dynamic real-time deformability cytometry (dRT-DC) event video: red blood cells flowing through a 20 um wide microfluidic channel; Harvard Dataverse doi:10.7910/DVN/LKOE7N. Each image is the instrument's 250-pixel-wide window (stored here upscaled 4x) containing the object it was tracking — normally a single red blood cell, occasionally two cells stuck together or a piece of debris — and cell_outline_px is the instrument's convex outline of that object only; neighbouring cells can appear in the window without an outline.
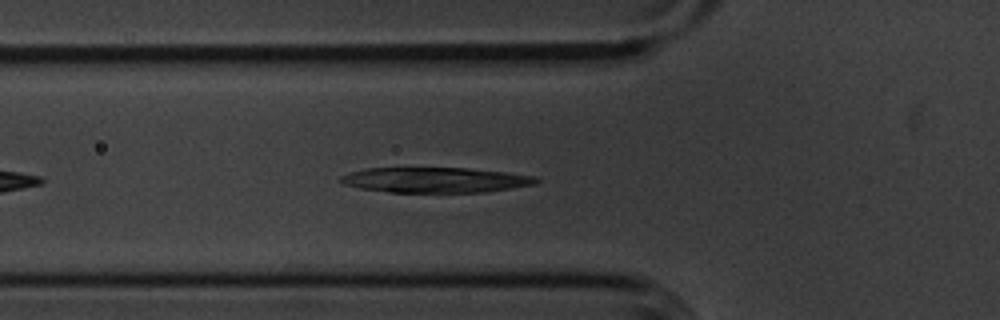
{"species": "common noctule bat (a hibernating species)", "species_latin": "Nyctalus noctula", "temperature_condition": "cold", "stored_images_in_passage": 36, "camera_frame_rate_fps": 3000, "um_per_image_px": 0.085, "animal": {"sex": "male", "body_mass_g": 20.1, "forearm_length_mm": 53.5}, "frame": {"image": 1, "passage_image": 7, "time_ms": 2.0, "image_size_px": [1000, 320], "cell_outline_px": [[540, 180], [536, 184], [488, 192], [388, 192], [360, 188], [344, 184], [336, 180], [340, 176], [348, 172], [364, 168], [468, 168], [504, 172], [536, 176]], "centroid_in_image_um": [36.97, 15.29], "position_along_channel_um": 88.8, "area_um2": 28.96}}
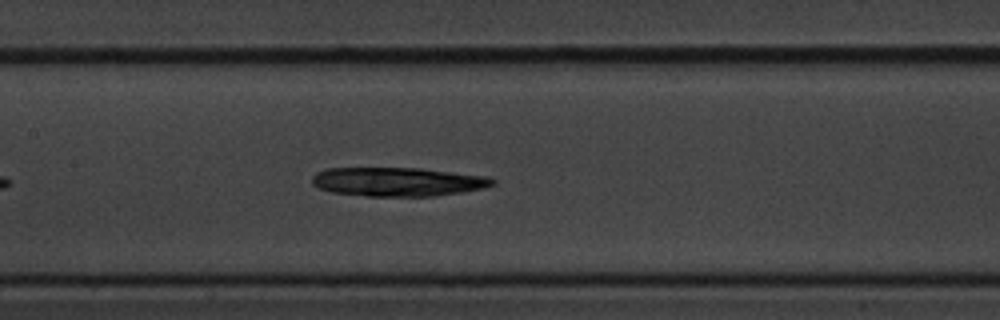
{"frame": {"image": 2, "passage_image": 14, "time_ms": 4.333, "image_size_px": [1000, 320], "cell_outline_px": [[496, 184], [480, 188], [460, 192], [432, 196], [368, 196], [332, 192], [316, 188], [312, 184], [312, 176], [316, 172], [328, 168], [420, 168], [488, 176], [496, 180]], "centroid_in_image_um": [33.77, 15.44], "position_along_channel_um": 173.6, "area_um2": 30.4}}
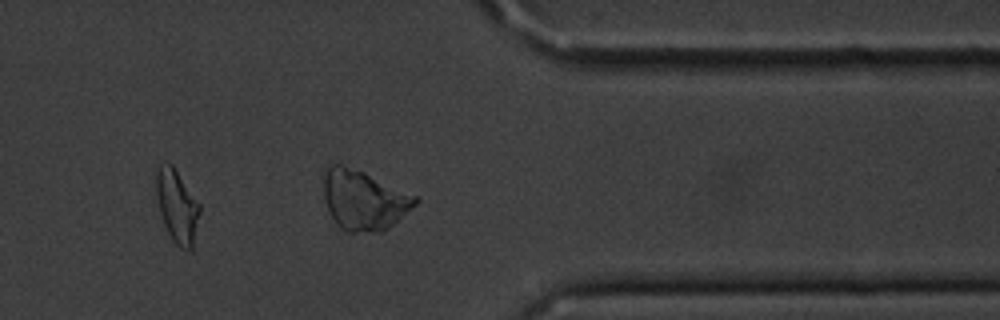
{"frame": {"image": 3, "passage_image": 32, "time_ms": 10.333, "image_size_px": [1000, 320], "cell_outline_px": [[200, 212], [192, 248], [180, 248], [172, 240], [164, 224], [160, 212], [156, 196], [156, 172], [160, 168], [168, 164], [172, 164], [200, 204]], "centroid_in_image_um": [15.06, 17.55], "position_along_channel_um": 396.3, "area_um2": 18.03}, "authors_computed_cell_mechanics": {"area_um2": 29.9693, "velocity_mm_per_s": 3.5971, "shape_relaxation_time_tau1_ms": 3.2676, "shape_relaxation_time_tau2_ms": null, "deformation_change_tau1": 0.1108, "deformation_change_tau2": null}}